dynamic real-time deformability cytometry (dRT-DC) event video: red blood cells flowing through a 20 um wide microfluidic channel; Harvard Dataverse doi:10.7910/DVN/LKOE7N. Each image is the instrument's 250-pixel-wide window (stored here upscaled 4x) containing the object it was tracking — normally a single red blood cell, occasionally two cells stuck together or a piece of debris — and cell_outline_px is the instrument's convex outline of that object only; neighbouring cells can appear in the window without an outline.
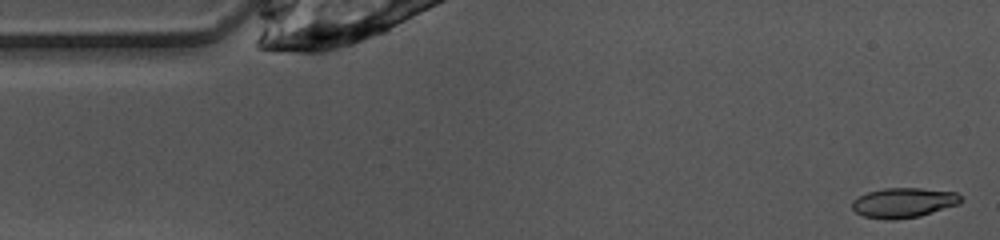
{"species": "common noctule bat (a hibernating species)", "species_latin": "Nyctalus noctula", "temperature_condition": "warm", "stored_images_in_passage": 1, "camera_frame_rate_fps": 3000, "um_per_image_px": 0.085, "animal": {"sex": "female", "body_mass_g": 10.0, "forearm_length_mm": 53.1}, "frame": {"image": 1, "passage_image": 1, "time_ms": 0.0, "image_size_px": [1000, 240], "cell_outline_px": [[964, 200], [960, 204], [920, 216], [892, 220], [864, 216], [856, 212], [852, 208], [852, 200], [868, 192], [884, 188], [920, 188], [956, 192]], "centroid_in_image_um": [76.84, 17.22], "position_along_channel_um": 8.2, "area_um2": 18.9}}